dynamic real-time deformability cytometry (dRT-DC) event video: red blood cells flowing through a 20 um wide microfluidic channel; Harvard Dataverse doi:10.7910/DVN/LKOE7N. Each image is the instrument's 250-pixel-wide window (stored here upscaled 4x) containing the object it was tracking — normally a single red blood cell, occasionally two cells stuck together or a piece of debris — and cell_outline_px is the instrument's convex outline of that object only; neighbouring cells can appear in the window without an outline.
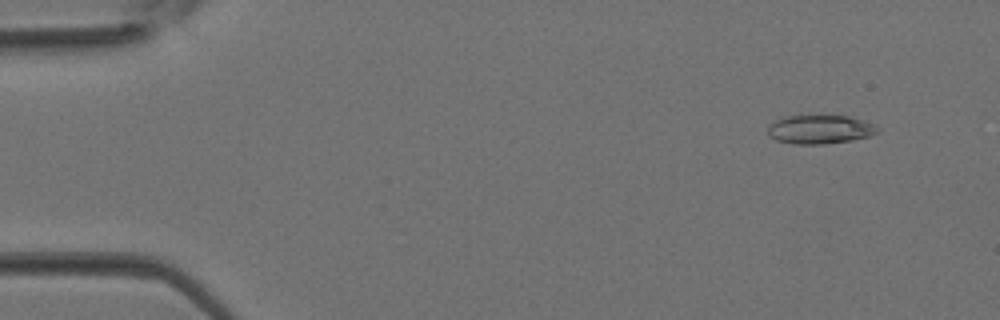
{"species": "Egyptian fruit bat (a non-hibernating species)", "species_latin": "Rousettus aegyptiacus", "temperature_condition": "room temperature", "stored_images_in_passage": 4, "camera_frame_rate_fps": 3000, "um_per_image_px": 0.085, "animal": {"sex": "female"}, "frame": {"image": 1, "passage_image": 1, "time_ms": 0.0, "image_size_px": [1000, 320], "cell_outline_px": [[880, 128], [876, 132], [868, 136], [852, 140], [824, 144], [792, 144], [776, 140], [768, 136], [768, 124], [784, 116], [800, 112], [808, 112], [848, 116], [864, 120]], "centroid_in_image_um": [69.61, 10.93], "position_along_channel_um": 15.4, "area_um2": 19.42}}